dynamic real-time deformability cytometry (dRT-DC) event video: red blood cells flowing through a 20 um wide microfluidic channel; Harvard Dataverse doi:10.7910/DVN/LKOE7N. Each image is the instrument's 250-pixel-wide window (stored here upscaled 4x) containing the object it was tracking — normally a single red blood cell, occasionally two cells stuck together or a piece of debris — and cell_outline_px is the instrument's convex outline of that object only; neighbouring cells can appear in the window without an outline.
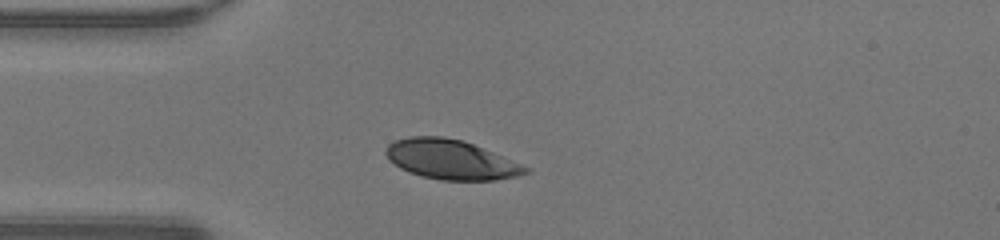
{"species": "human", "species_latin": "Homo sapiens", "temperature_condition": "warm", "stored_images_in_passage": 38, "camera_frame_rate_fps": 3000, "um_per_image_px": 0.085, "donor": {"sex": "male"}, "frame": {"image": 1, "passage_image": 7, "time_ms": 2.0, "image_size_px": [1000, 240], "cell_outline_px": [[532, 172], [516, 176], [496, 180], [440, 180], [420, 176], [408, 172], [400, 168], [388, 160], [384, 152], [388, 144], [396, 140], [408, 136], [444, 136], [464, 140], [532, 168]], "centroid_in_image_um": [38.33, 13.56], "position_along_channel_um": 46.7, "area_um2": 32.6}}
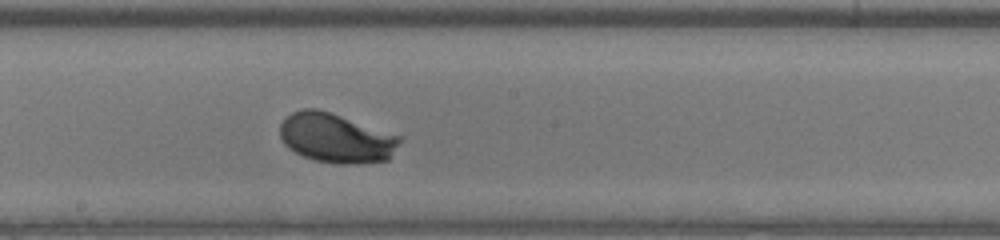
{"frame": {"image": 2, "passage_image": 20, "time_ms": 6.333, "image_size_px": [1000, 240], "cell_outline_px": [[404, 140], [388, 160], [356, 164], [340, 164], [316, 160], [304, 156], [288, 148], [284, 144], [280, 136], [280, 124], [292, 112], [304, 108], [316, 108], [404, 136]], "centroid_in_image_um": [28.63, 11.74], "position_along_channel_um": 219.6, "area_um2": 34.68}}
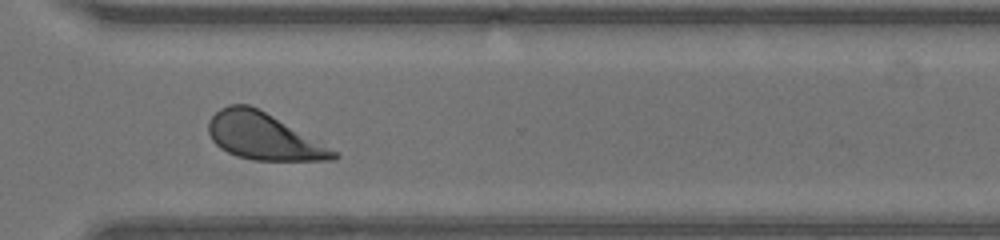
{"frame": {"image": 3, "passage_image": 29, "time_ms": 9.333, "image_size_px": [1000, 240], "cell_outline_px": [[340, 156], [336, 160], [252, 160], [236, 156], [220, 148], [212, 140], [208, 132], [208, 120], [220, 108], [228, 104], [248, 104], [272, 116], [336, 152]], "centroid_in_image_um": [22.31, 11.6], "position_along_channel_um": 348.3, "area_um2": 33.23}, "authors_computed_cell_mechanics": {"area_um2": 33.524, "velocity_mm_per_s": 4.2908, "shape_relaxation_time_tau1_ms": 3.0173, "shape_relaxation_time_tau2_ms": null, "deformation_change_tau1": 0.1777, "deformation_change_tau2": null}}